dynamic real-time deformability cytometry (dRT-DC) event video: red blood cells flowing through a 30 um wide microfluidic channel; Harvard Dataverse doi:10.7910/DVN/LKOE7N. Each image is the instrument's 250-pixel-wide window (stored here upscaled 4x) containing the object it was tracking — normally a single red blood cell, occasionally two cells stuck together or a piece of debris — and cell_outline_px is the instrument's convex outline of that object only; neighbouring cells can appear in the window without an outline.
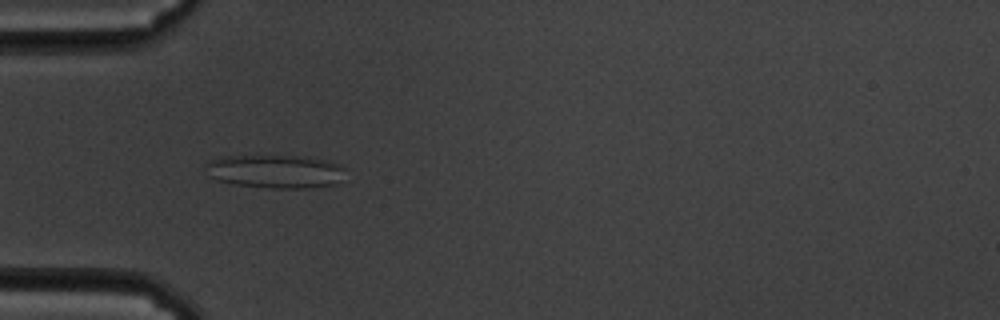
{"species": "common noctule bat (a hibernating species)", "species_latin": "Nyctalus noctula", "temperature_condition": "cold", "stored_images_in_passage": 21, "camera_frame_rate_fps": 3000, "um_per_image_px": 0.085, "animal": {"sex": "male", "body_mass_g": 19.5, "forearm_length_mm": 54.6}, "frame": {"image": 1, "passage_image": 1, "time_ms": 0.0, "image_size_px": [1000, 320], "cell_outline_px": [[344, 168], [340, 180], [336, 184], [304, 188], [272, 188], [236, 184], [220, 180], [208, 176], [204, 164], [208, 160], [220, 156], [296, 156], [324, 160], [336, 164]], "centroid_in_image_um": [23.32, 14.56], "position_along_channel_um": 61.7, "area_um2": 26.88}}
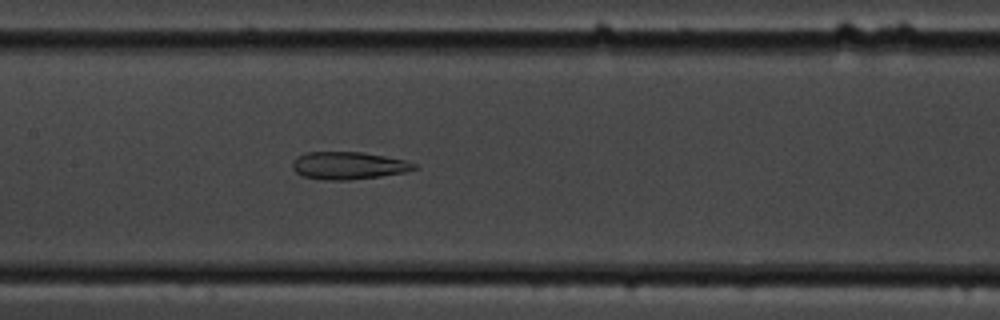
{"frame": {"image": 2, "passage_image": 11, "time_ms": 3.333, "image_size_px": [1000, 320], "cell_outline_px": [[420, 168], [408, 172], [380, 176], [348, 180], [324, 180], [304, 176], [296, 172], [292, 168], [292, 160], [296, 156], [308, 152], [364, 152], [404, 160], [416, 164]], "centroid_in_image_um": [29.63, 14.07], "position_along_channel_um": 177.8, "area_um2": 19.65}}
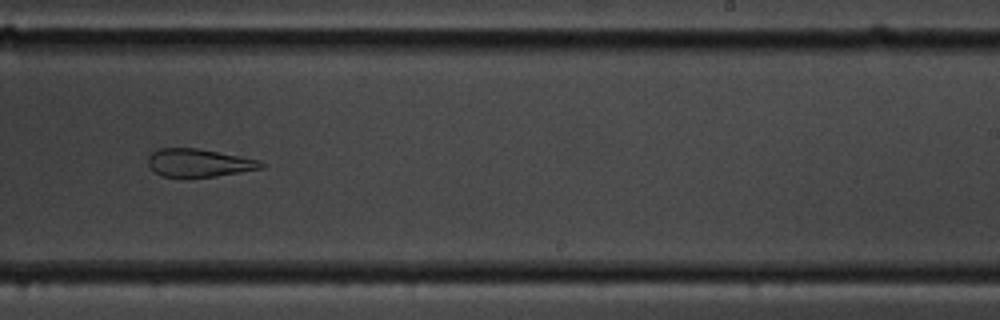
{"frame": {"image": 3, "passage_image": 19, "time_ms": 6.0, "image_size_px": [1000, 320], "cell_outline_px": [[264, 168], [216, 176], [188, 180], [160, 176], [148, 164], [148, 156], [152, 152], [160, 148], [196, 148], [240, 156], [256, 160], [264, 164]], "centroid_in_image_um": [16.85, 13.88], "position_along_channel_um": 272.2, "area_um2": 18.84}}